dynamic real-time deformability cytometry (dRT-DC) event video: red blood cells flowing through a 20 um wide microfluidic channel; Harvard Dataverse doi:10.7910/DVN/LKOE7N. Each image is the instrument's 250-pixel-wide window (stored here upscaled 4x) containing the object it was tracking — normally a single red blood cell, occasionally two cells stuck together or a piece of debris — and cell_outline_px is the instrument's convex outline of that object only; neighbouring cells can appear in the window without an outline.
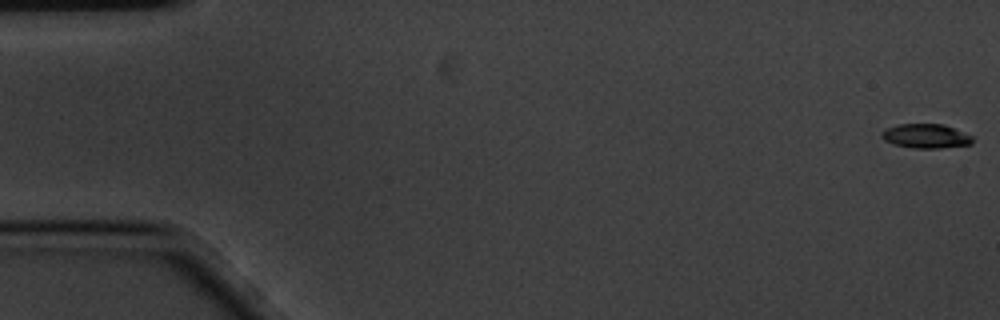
{"species": "common noctule bat (a hibernating species)", "species_latin": "Nyctalus noctula", "temperature_condition": "cold", "stored_images_in_passage": 8, "camera_frame_rate_fps": 3000, "um_per_image_px": 0.085, "animal": {"sex": "male", "body_mass_g": 20.1, "forearm_length_mm": 53.5}, "frame": {"image": 1, "passage_image": 1, "time_ms": 0.0, "image_size_px": [1000, 320], "cell_outline_px": [[972, 144], [940, 148], [912, 148], [892, 144], [884, 140], [880, 136], [880, 132], [888, 128], [900, 124], [944, 124], [972, 136]], "centroid_in_image_um": [78.67, 11.57], "position_along_channel_um": 6.3, "area_um2": 12.83}}
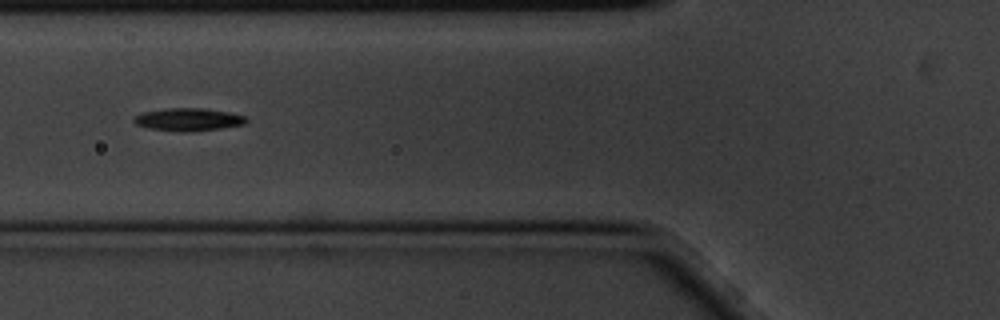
{"frame": {"image": 2, "passage_image": 7, "time_ms": 2.0, "image_size_px": [1000, 320], "cell_outline_px": [[248, 120], [244, 124], [220, 128], [184, 132], [180, 132], [148, 128], [136, 124], [132, 120], [136, 116], [144, 112], [164, 108], [204, 108], [228, 112], [248, 116]], "centroid_in_image_um": [16.02, 10.15], "position_along_channel_um": 109.8, "area_um2": 14.85}}
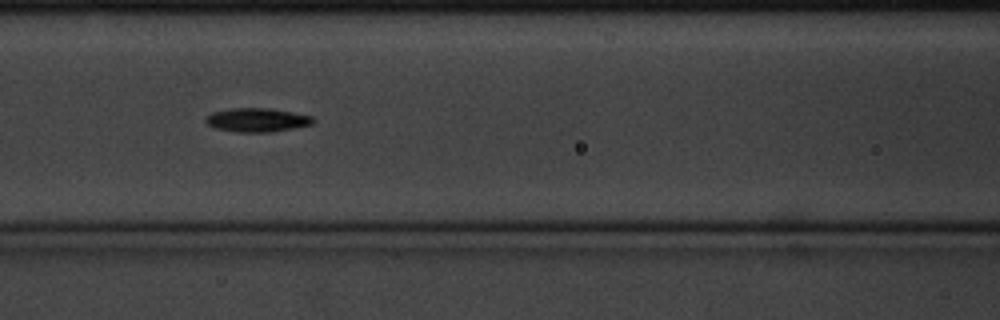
{"frame": {"image": 3, "passage_image": 8, "time_ms": 2.333, "image_size_px": [1000, 320], "cell_outline_px": [[312, 124], [272, 132], [240, 132], [216, 128], [208, 124], [204, 120], [212, 112], [228, 108], [268, 108], [292, 112], [312, 116]], "centroid_in_image_um": [21.82, 10.19], "position_along_channel_um": 144.8, "area_um2": 14.68}}